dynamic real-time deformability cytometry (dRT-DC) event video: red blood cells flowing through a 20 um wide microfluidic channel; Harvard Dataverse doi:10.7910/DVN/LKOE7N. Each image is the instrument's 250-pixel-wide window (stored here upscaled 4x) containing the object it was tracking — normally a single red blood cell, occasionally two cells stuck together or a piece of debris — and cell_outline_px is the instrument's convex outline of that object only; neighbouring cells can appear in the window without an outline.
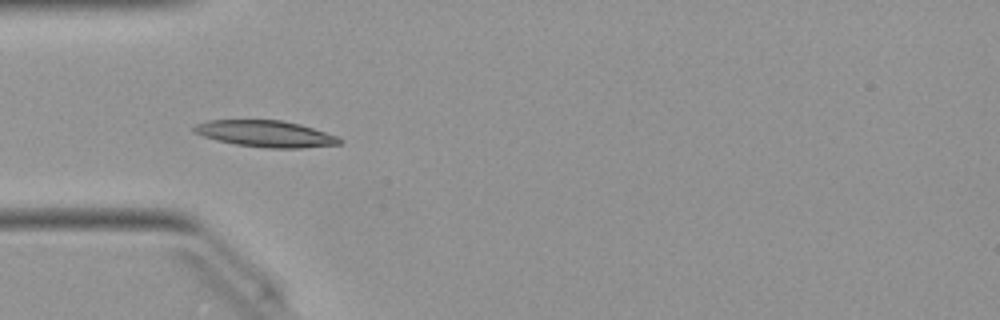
{"species": "Egyptian fruit bat (a non-hibernating species)", "species_latin": "Rousettus aegyptiacus", "temperature_condition": "warm", "stored_images_in_passage": 10, "camera_frame_rate_fps": 3000, "um_per_image_px": 0.085, "animal": {"sex": "female"}, "frame": {"image": 1, "passage_image": 4, "time_ms": 1.0, "image_size_px": [1000, 320], "cell_outline_px": [[344, 140], [340, 144], [300, 148], [268, 148], [236, 144], [216, 140], [192, 132], [192, 128], [196, 124], [208, 120], [280, 120], [300, 124], [336, 136]], "centroid_in_image_um": [22.55, 11.37], "position_along_channel_um": 62.5, "area_um2": 22.31}}